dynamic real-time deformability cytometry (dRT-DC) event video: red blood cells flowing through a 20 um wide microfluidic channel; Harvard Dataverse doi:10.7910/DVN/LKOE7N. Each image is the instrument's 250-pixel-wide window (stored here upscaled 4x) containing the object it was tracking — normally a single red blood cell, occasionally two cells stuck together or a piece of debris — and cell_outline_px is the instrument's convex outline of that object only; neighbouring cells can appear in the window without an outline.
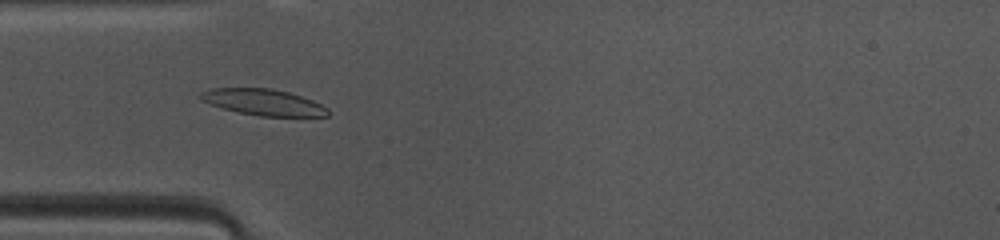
{"species": "common noctule bat (a hibernating species)", "species_latin": "Nyctalus noctula", "temperature_condition": "warm", "stored_images_in_passage": 33, "camera_frame_rate_fps": 3000, "um_per_image_px": 0.085, "animal": {"sex": "female", "body_mass_g": 10.0, "forearm_length_mm": 53.1}, "frame": {"image": 1, "passage_image": 4, "time_ms": 1.0, "image_size_px": [1000, 240], "cell_outline_px": [[328, 116], [260, 116], [240, 112], [208, 104], [200, 100], [200, 92], [212, 88], [272, 88], [288, 92], [312, 100], [328, 108]], "centroid_in_image_um": [22.36, 8.68], "position_along_channel_um": 62.6, "area_um2": 19.31}}
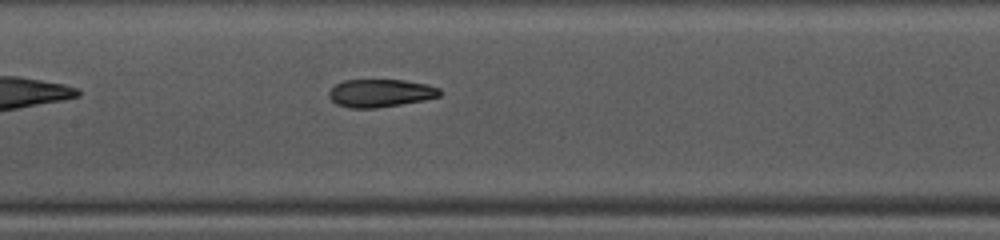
{"frame": {"image": 2, "passage_image": 12, "time_ms": 3.667, "image_size_px": [1000, 240], "cell_outline_px": [[440, 96], [424, 100], [376, 108], [348, 108], [336, 104], [328, 96], [328, 92], [336, 84], [344, 80], [404, 80], [428, 84], [440, 88]], "centroid_in_image_um": [32.33, 7.91], "position_along_channel_um": 175.1, "area_um2": 18.03}}
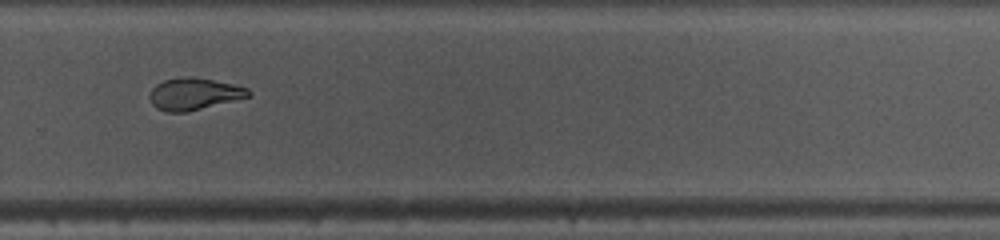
{"frame": {"image": 3, "passage_image": 22, "time_ms": 7.0, "image_size_px": [1000, 240], "cell_outline_px": [[252, 96], [188, 112], [168, 112], [156, 108], [152, 104], [148, 96], [152, 88], [156, 84], [164, 80], [180, 76], [188, 76], [212, 80], [232, 84], [248, 88], [252, 92]], "centroid_in_image_um": [16.49, 7.99], "position_along_channel_um": 313.3, "area_um2": 18.55}, "authors_computed_cell_mechanics": {"area_um2": 18.4382, "velocity_mm_per_s": 4.1554, "shape_relaxation_time_tau1_ms": 7.4087, "shape_relaxation_time_tau2_ms": 1.0193, "deformation_change_tau1": 0.2469, "deformation_change_tau2": 0.0793}}